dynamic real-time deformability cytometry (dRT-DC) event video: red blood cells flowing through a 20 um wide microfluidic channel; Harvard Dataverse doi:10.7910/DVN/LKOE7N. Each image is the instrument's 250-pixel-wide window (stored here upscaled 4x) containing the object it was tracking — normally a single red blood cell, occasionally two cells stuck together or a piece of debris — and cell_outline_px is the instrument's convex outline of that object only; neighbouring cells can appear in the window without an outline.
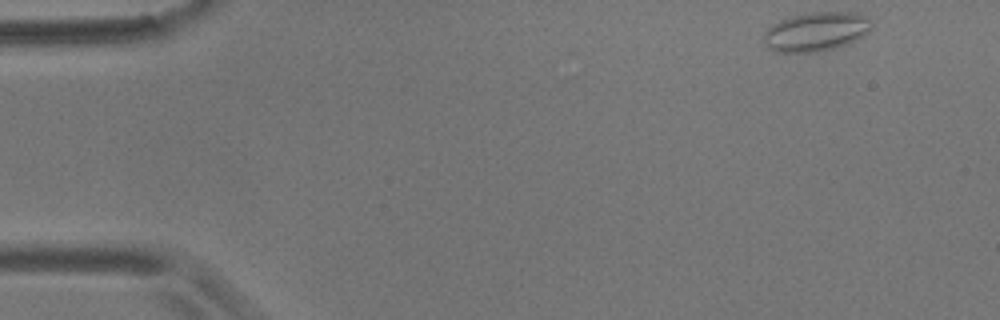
{"species": "common noctule bat (a hibernating species)", "species_latin": "Nyctalus noctula", "temperature_condition": "room temperature", "stored_images_in_passage": 52, "camera_frame_rate_fps": 3000, "um_per_image_px": 0.085, "animal": {"sex": "male", "body_mass_g": 17.9}, "frame": {"image": 1, "passage_image": 1, "time_ms": 0.0, "image_size_px": [1000, 320], "cell_outline_px": [[872, 28], [868, 32], [856, 40], [848, 44], [836, 48], [816, 52], [772, 52], [764, 44], [764, 32], [772, 24], [780, 20], [792, 16], [812, 12], [852, 12], [868, 16], [872, 20]], "centroid_in_image_um": [69.38, 2.69], "position_along_channel_um": 15.6, "area_um2": 24.85}}
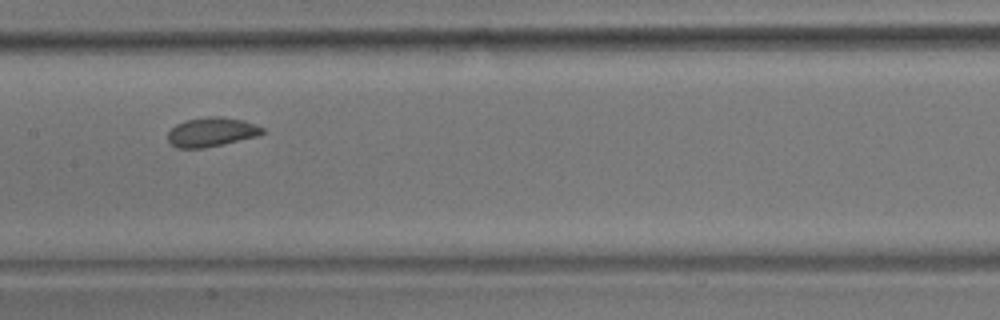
{"frame": {"image": 2, "passage_image": 24, "time_ms": 7.667, "image_size_px": [1000, 320], "cell_outline_px": [[268, 132], [260, 136], [204, 148], [176, 148], [168, 140], [168, 132], [176, 124], [188, 120], [208, 116], [220, 116], [244, 120], [264, 128]], "centroid_in_image_um": [18.04, 11.22], "position_along_channel_um": 189.4, "area_um2": 16.24}}
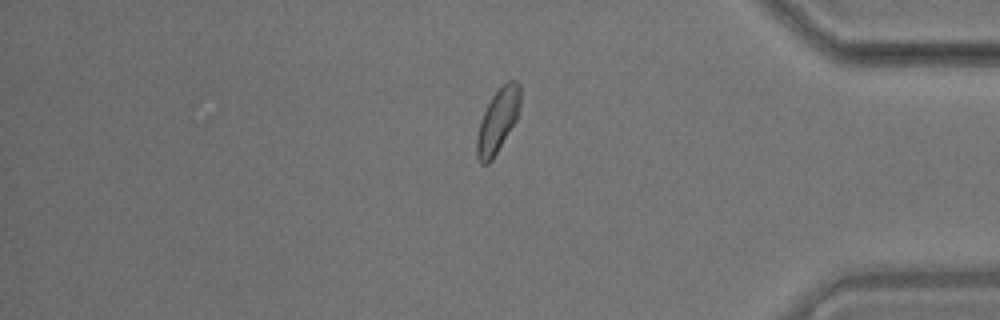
{"frame": {"image": 3, "passage_image": 43, "time_ms": 14.0, "image_size_px": [1000, 320], "cell_outline_px": [[520, 104], [516, 120], [492, 160], [488, 164], [480, 164], [476, 156], [476, 136], [480, 120], [492, 96], [508, 80], [516, 80], [520, 84]], "centroid_in_image_um": [42.29, 10.28], "position_along_channel_um": 392.9, "area_um2": 16.07}}